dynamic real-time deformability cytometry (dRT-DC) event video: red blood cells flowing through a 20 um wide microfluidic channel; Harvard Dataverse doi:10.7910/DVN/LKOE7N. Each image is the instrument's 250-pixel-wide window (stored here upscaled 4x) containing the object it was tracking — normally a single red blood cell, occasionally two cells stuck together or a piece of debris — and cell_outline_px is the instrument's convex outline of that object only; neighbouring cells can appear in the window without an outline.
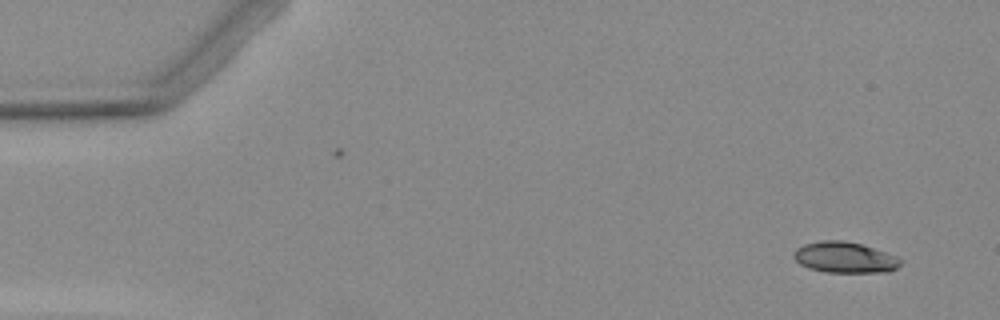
{"species": "Egyptian fruit bat (a non-hibernating species)", "species_latin": "Rousettus aegyptiacus", "temperature_condition": "warm", "stored_images_in_passage": 4, "camera_frame_rate_fps": 3000, "um_per_image_px": 0.085, "animal": {"sex": "female"}, "frame": {"image": 1, "passage_image": 1, "time_ms": 0.0, "image_size_px": [1000, 320], "cell_outline_px": [[900, 264], [896, 268], [888, 272], [824, 272], [808, 268], [800, 264], [792, 256], [792, 252], [796, 248], [804, 244], [820, 240], [844, 240], [860, 244], [896, 256], [900, 260]], "centroid_in_image_um": [71.74, 21.88], "position_along_channel_um": 13.3, "area_um2": 19.19}}